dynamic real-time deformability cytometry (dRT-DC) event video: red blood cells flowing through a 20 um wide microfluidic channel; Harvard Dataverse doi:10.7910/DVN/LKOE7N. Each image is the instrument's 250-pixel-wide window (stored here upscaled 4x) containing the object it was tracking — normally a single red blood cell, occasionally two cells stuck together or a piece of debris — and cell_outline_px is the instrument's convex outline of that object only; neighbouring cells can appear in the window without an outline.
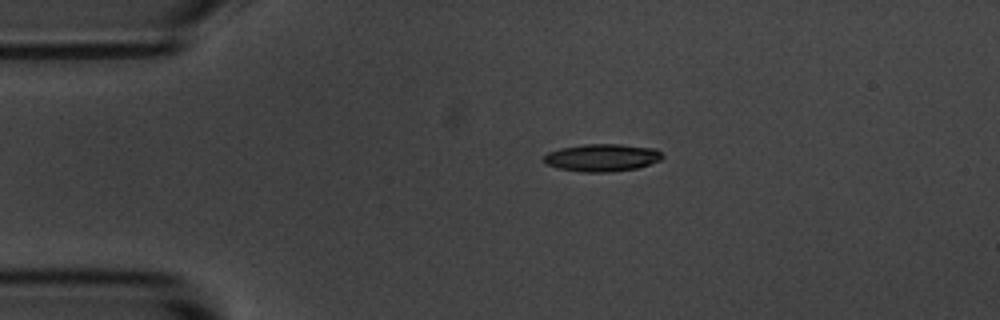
{"species": "common noctule bat (a hibernating species)", "species_latin": "Nyctalus noctula", "temperature_condition": "room temperature", "stored_images_in_passage": 3, "camera_frame_rate_fps": 3000, "um_per_image_px": 0.085, "animal": {"sex": "male", "body_mass_g": 20.1, "forearm_length_mm": 53.5}, "frame": {"image": 1, "passage_image": 2, "time_ms": 1.0, "image_size_px": [1000, 320], "cell_outline_px": [[664, 156], [660, 160], [636, 168], [608, 172], [580, 172], [556, 168], [544, 164], [540, 160], [548, 152], [560, 148], [584, 144], [620, 144], [656, 148]], "centroid_in_image_um": [51.11, 13.4], "position_along_channel_um": 33.9, "area_um2": 19.19}}